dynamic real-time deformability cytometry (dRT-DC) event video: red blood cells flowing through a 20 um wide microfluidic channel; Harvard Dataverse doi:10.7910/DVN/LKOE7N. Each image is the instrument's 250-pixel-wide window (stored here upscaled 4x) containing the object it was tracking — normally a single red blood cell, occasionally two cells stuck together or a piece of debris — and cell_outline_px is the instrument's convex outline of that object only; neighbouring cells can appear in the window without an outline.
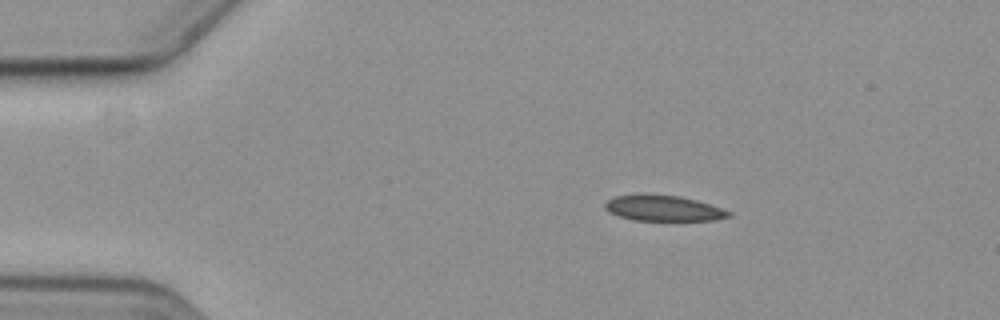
{"species": "common noctule bat (a hibernating species)", "species_latin": "Nyctalus noctula", "temperature_condition": "cold", "stored_images_in_passage": 3, "camera_frame_rate_fps": 3000, "um_per_image_px": 0.085, "animal": {"sex": "female", "body_mass_g": 19.3, "forearm_length_mm": 54.1}, "frame": {"image": 1, "passage_image": 1, "time_ms": 0.0, "image_size_px": [1000, 320], "cell_outline_px": [[732, 216], [716, 220], [632, 220], [608, 212], [604, 208], [604, 204], [608, 200], [616, 196], [676, 196], [696, 200], [732, 212]], "centroid_in_image_um": [56.41, 17.74], "position_along_channel_um": 28.6, "area_um2": 17.8}}